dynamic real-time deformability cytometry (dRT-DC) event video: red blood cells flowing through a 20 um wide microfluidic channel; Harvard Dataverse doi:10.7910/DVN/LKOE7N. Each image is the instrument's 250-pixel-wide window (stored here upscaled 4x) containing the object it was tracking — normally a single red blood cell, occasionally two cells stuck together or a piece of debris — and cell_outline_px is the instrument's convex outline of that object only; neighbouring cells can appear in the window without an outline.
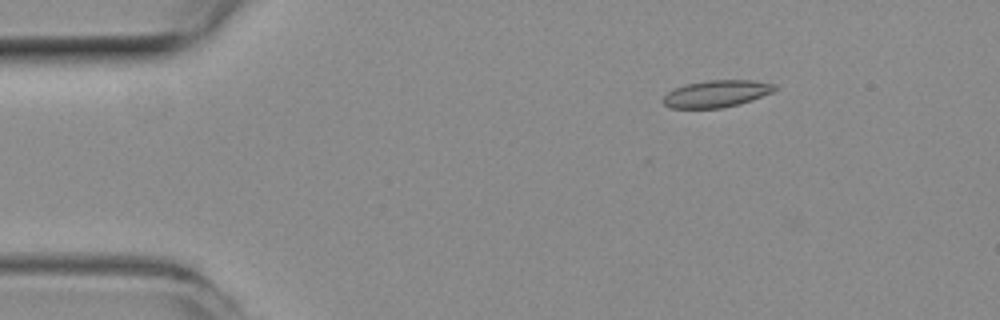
{"species": "common noctule bat (a hibernating species)", "species_latin": "Nyctalus noctula", "temperature_condition": "room temperature", "stored_images_in_passage": 45, "camera_frame_rate_fps": 3000, "um_per_image_px": 0.085, "animal": {"sex": "female", "body_mass_g": 19.3, "forearm_length_mm": 54.1}, "frame": {"image": 1, "passage_image": 1, "time_ms": 0.0, "image_size_px": [1000, 320], "cell_outline_px": [[776, 88], [772, 92], [752, 100], [740, 104], [720, 108], [672, 108], [664, 104], [664, 96], [668, 92], [684, 84], [708, 80], [752, 80], [776, 84]], "centroid_in_image_um": [60.92, 7.96], "position_along_channel_um": 24.1, "area_um2": 17.46}}
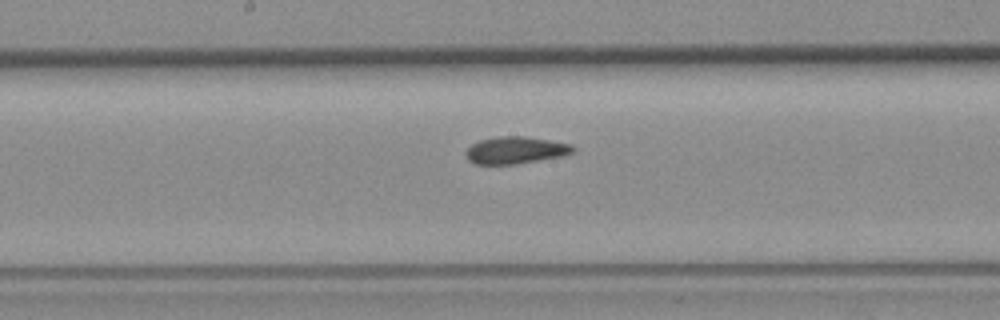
{"frame": {"image": 2, "passage_image": 20, "time_ms": 6.333, "image_size_px": [1000, 320], "cell_outline_px": [[576, 148], [572, 152], [560, 156], [516, 164], [476, 164], [468, 160], [464, 152], [472, 144], [480, 140], [500, 136], [524, 136], [572, 144]], "centroid_in_image_um": [43.79, 12.76], "position_along_channel_um": 204.4, "area_um2": 16.76}}
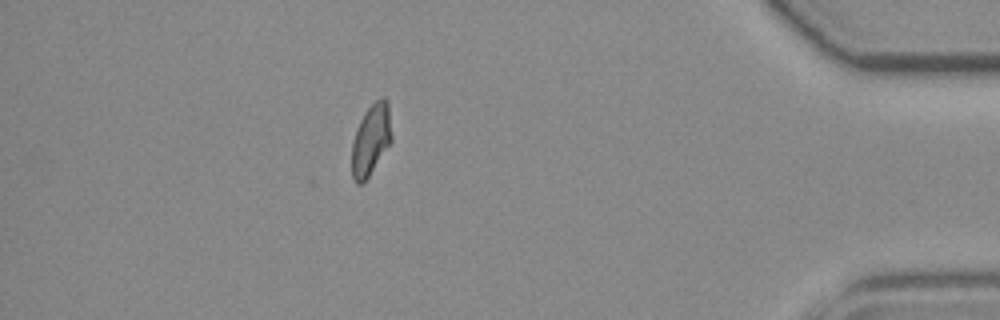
{"frame": {"image": 3, "passage_image": 39, "time_ms": 12.667, "image_size_px": [1000, 320], "cell_outline_px": [[392, 140], [368, 176], [360, 184], [356, 184], [352, 176], [352, 144], [356, 128], [364, 112], [380, 96], [384, 96], [388, 100], [392, 136]], "centroid_in_image_um": [31.53, 11.82], "position_along_channel_um": 403.7, "area_um2": 16.42}, "authors_computed_cell_mechanics": {"area_um2": 16.9932, "velocity_mm_per_s": 3.9371, "shape_relaxation_time_tau1_ms": null, "shape_relaxation_time_tau2_ms": 1.6935, "deformation_change_tau1": null, "deformation_change_tau2": 0.0686}}